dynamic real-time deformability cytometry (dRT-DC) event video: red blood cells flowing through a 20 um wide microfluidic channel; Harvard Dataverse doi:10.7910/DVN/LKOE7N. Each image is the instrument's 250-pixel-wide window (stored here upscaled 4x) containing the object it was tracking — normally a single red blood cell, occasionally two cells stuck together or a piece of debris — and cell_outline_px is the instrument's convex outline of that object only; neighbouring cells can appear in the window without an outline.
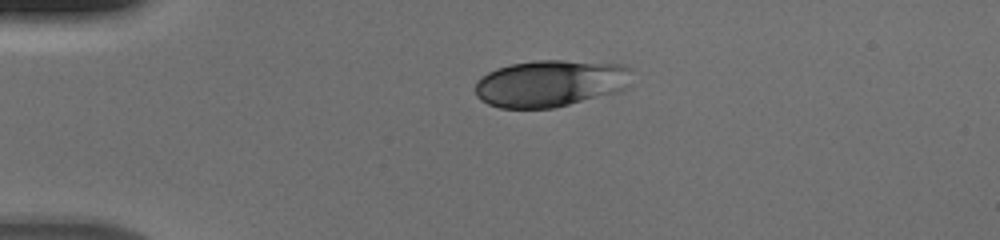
{"species": "human", "species_latin": "Homo sapiens", "temperature_condition": "cold", "stored_images_in_passage": 13, "camera_frame_rate_fps": 3000, "um_per_image_px": 0.085, "donor": {"sex": "male"}, "frame": {"image": 1, "passage_image": 1, "time_ms": 0.0, "image_size_px": [1000, 240], "cell_outline_px": [[628, 88], [616, 92], [556, 108], [500, 108], [488, 104], [480, 100], [476, 96], [476, 80], [480, 76], [496, 68], [512, 64], [536, 60], [564, 60], [624, 64], [628, 68]], "centroid_in_image_um": [46.74, 7.09], "position_along_channel_um": 38.3, "area_um2": 42.89}}
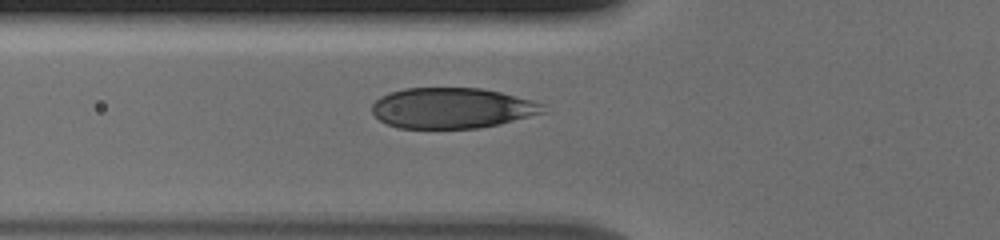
{"frame": {"image": 2, "passage_image": 8, "time_ms": 2.333, "image_size_px": [1000, 240], "cell_outline_px": [[548, 112], [500, 124], [480, 128], [400, 128], [388, 124], [380, 120], [372, 112], [372, 104], [380, 96], [388, 92], [404, 88], [480, 88], [500, 92], [532, 100], [544, 104]], "centroid_in_image_um": [38.44, 9.18], "position_along_channel_um": 87.4, "area_um2": 40.69}}
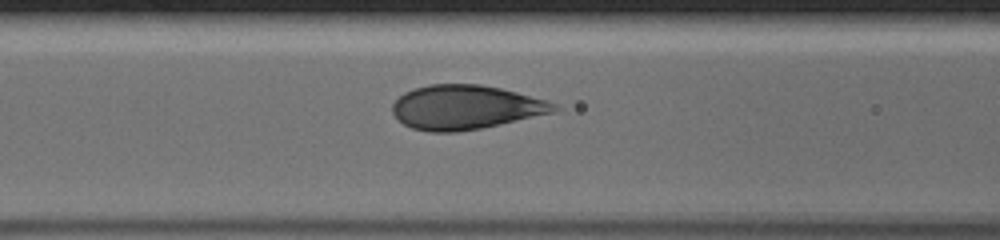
{"frame": {"image": 3, "passage_image": 11, "time_ms": 3.333, "image_size_px": [1000, 240], "cell_outline_px": [[560, 108], [552, 112], [500, 124], [480, 128], [456, 132], [428, 132], [412, 128], [404, 124], [392, 112], [392, 104], [404, 92], [412, 88], [428, 84], [480, 84], [500, 88], [548, 100], [556, 104]], "centroid_in_image_um": [39.54, 9.11], "position_along_channel_um": 127.1, "area_um2": 41.5}}